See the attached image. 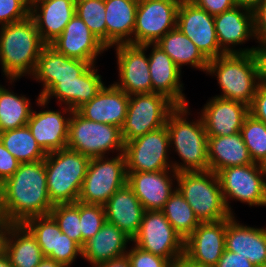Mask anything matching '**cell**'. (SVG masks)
<instances>
[{"mask_svg":"<svg viewBox=\"0 0 266 267\" xmlns=\"http://www.w3.org/2000/svg\"><path fill=\"white\" fill-rule=\"evenodd\" d=\"M53 206L48 195L44 160L21 163L0 185V215L13 224L50 214Z\"/></svg>","mask_w":266,"mask_h":267,"instance_id":"6da1fadb","label":"cell"},{"mask_svg":"<svg viewBox=\"0 0 266 267\" xmlns=\"http://www.w3.org/2000/svg\"><path fill=\"white\" fill-rule=\"evenodd\" d=\"M45 46L30 16L0 27V65L10 84L23 76L33 75Z\"/></svg>","mask_w":266,"mask_h":267,"instance_id":"7a4b0ae2","label":"cell"},{"mask_svg":"<svg viewBox=\"0 0 266 267\" xmlns=\"http://www.w3.org/2000/svg\"><path fill=\"white\" fill-rule=\"evenodd\" d=\"M189 113V114H188ZM190 115L188 105L176 106L168 115L166 127L169 132V144L173 146L182 163H172L177 173L184 171H207L208 135L200 116L195 121L187 120Z\"/></svg>","mask_w":266,"mask_h":267,"instance_id":"3957f363","label":"cell"},{"mask_svg":"<svg viewBox=\"0 0 266 267\" xmlns=\"http://www.w3.org/2000/svg\"><path fill=\"white\" fill-rule=\"evenodd\" d=\"M216 75L222 90L216 97L239 101L250 106L259 87L258 66L254 53H229L209 60L207 72Z\"/></svg>","mask_w":266,"mask_h":267,"instance_id":"277c9868","label":"cell"},{"mask_svg":"<svg viewBox=\"0 0 266 267\" xmlns=\"http://www.w3.org/2000/svg\"><path fill=\"white\" fill-rule=\"evenodd\" d=\"M90 160L68 148L47 153L44 162L48 195L53 205L78 201Z\"/></svg>","mask_w":266,"mask_h":267,"instance_id":"5b68a950","label":"cell"},{"mask_svg":"<svg viewBox=\"0 0 266 267\" xmlns=\"http://www.w3.org/2000/svg\"><path fill=\"white\" fill-rule=\"evenodd\" d=\"M177 189L200 222H215L232 217L213 171H184L177 174Z\"/></svg>","mask_w":266,"mask_h":267,"instance_id":"8992f818","label":"cell"},{"mask_svg":"<svg viewBox=\"0 0 266 267\" xmlns=\"http://www.w3.org/2000/svg\"><path fill=\"white\" fill-rule=\"evenodd\" d=\"M121 128L84 118L77 110L69 120L67 148L89 158L107 156L109 152L124 153Z\"/></svg>","mask_w":266,"mask_h":267,"instance_id":"52a82bcc","label":"cell"},{"mask_svg":"<svg viewBox=\"0 0 266 267\" xmlns=\"http://www.w3.org/2000/svg\"><path fill=\"white\" fill-rule=\"evenodd\" d=\"M127 184L124 153L112 159L102 156L91 158L78 202L105 205L109 198Z\"/></svg>","mask_w":266,"mask_h":267,"instance_id":"ba28073f","label":"cell"},{"mask_svg":"<svg viewBox=\"0 0 266 267\" xmlns=\"http://www.w3.org/2000/svg\"><path fill=\"white\" fill-rule=\"evenodd\" d=\"M217 175L224 201L232 216L229 200L236 199L250 207L266 206V173L263 165L252 163L228 167L220 170Z\"/></svg>","mask_w":266,"mask_h":267,"instance_id":"9c48e42d","label":"cell"},{"mask_svg":"<svg viewBox=\"0 0 266 267\" xmlns=\"http://www.w3.org/2000/svg\"><path fill=\"white\" fill-rule=\"evenodd\" d=\"M175 107L171 100L159 93L129 96L126 119L121 129L124 143L165 126Z\"/></svg>","mask_w":266,"mask_h":267,"instance_id":"30bf717a","label":"cell"},{"mask_svg":"<svg viewBox=\"0 0 266 267\" xmlns=\"http://www.w3.org/2000/svg\"><path fill=\"white\" fill-rule=\"evenodd\" d=\"M131 242L172 264L184 256V240L161 210L144 212L140 229Z\"/></svg>","mask_w":266,"mask_h":267,"instance_id":"8fae6325","label":"cell"},{"mask_svg":"<svg viewBox=\"0 0 266 267\" xmlns=\"http://www.w3.org/2000/svg\"><path fill=\"white\" fill-rule=\"evenodd\" d=\"M169 132L165 126L125 143L127 172H157L173 169L168 160ZM170 163V164H169Z\"/></svg>","mask_w":266,"mask_h":267,"instance_id":"7c38bea8","label":"cell"},{"mask_svg":"<svg viewBox=\"0 0 266 267\" xmlns=\"http://www.w3.org/2000/svg\"><path fill=\"white\" fill-rule=\"evenodd\" d=\"M181 0H139L133 44H156L168 31L176 28Z\"/></svg>","mask_w":266,"mask_h":267,"instance_id":"4fadbf2b","label":"cell"},{"mask_svg":"<svg viewBox=\"0 0 266 267\" xmlns=\"http://www.w3.org/2000/svg\"><path fill=\"white\" fill-rule=\"evenodd\" d=\"M176 27L196 45L208 60L225 54L219 47L214 16L191 0H181L177 11Z\"/></svg>","mask_w":266,"mask_h":267,"instance_id":"5bb4252c","label":"cell"},{"mask_svg":"<svg viewBox=\"0 0 266 267\" xmlns=\"http://www.w3.org/2000/svg\"><path fill=\"white\" fill-rule=\"evenodd\" d=\"M114 46L120 78L113 84L129 96L152 93L149 57L145 52L151 44L122 43Z\"/></svg>","mask_w":266,"mask_h":267,"instance_id":"9a60e30c","label":"cell"},{"mask_svg":"<svg viewBox=\"0 0 266 267\" xmlns=\"http://www.w3.org/2000/svg\"><path fill=\"white\" fill-rule=\"evenodd\" d=\"M226 219L201 222L184 241V257L200 266L215 267L225 251Z\"/></svg>","mask_w":266,"mask_h":267,"instance_id":"2e32d148","label":"cell"},{"mask_svg":"<svg viewBox=\"0 0 266 267\" xmlns=\"http://www.w3.org/2000/svg\"><path fill=\"white\" fill-rule=\"evenodd\" d=\"M90 65L87 61L69 58L46 45L30 78L42 82L43 89L38 97L43 99L59 82L77 81Z\"/></svg>","mask_w":266,"mask_h":267,"instance_id":"e0dca14e","label":"cell"},{"mask_svg":"<svg viewBox=\"0 0 266 267\" xmlns=\"http://www.w3.org/2000/svg\"><path fill=\"white\" fill-rule=\"evenodd\" d=\"M214 23L219 47L225 54L254 52L255 46L234 49L235 45H241L249 38L255 39L253 12L236 5L214 16Z\"/></svg>","mask_w":266,"mask_h":267,"instance_id":"ac0fdd59","label":"cell"},{"mask_svg":"<svg viewBox=\"0 0 266 267\" xmlns=\"http://www.w3.org/2000/svg\"><path fill=\"white\" fill-rule=\"evenodd\" d=\"M177 174L173 169L157 172H127V185L133 190L145 211L162 210L176 189V187L173 189V179H177Z\"/></svg>","mask_w":266,"mask_h":267,"instance_id":"d6986e66","label":"cell"},{"mask_svg":"<svg viewBox=\"0 0 266 267\" xmlns=\"http://www.w3.org/2000/svg\"><path fill=\"white\" fill-rule=\"evenodd\" d=\"M50 46L60 54L90 64H95L97 56L108 50L76 14Z\"/></svg>","mask_w":266,"mask_h":267,"instance_id":"ffe728a7","label":"cell"},{"mask_svg":"<svg viewBox=\"0 0 266 267\" xmlns=\"http://www.w3.org/2000/svg\"><path fill=\"white\" fill-rule=\"evenodd\" d=\"M248 114L249 106L246 104L215 96L204 105L200 116L208 137H215L240 132Z\"/></svg>","mask_w":266,"mask_h":267,"instance_id":"44dd1931","label":"cell"},{"mask_svg":"<svg viewBox=\"0 0 266 267\" xmlns=\"http://www.w3.org/2000/svg\"><path fill=\"white\" fill-rule=\"evenodd\" d=\"M73 110L68 107L60 111L44 110L33 111L27 122L33 137L40 147L46 152H54L67 148L69 120ZM69 117H65L64 114Z\"/></svg>","mask_w":266,"mask_h":267,"instance_id":"7402d4cb","label":"cell"},{"mask_svg":"<svg viewBox=\"0 0 266 267\" xmlns=\"http://www.w3.org/2000/svg\"><path fill=\"white\" fill-rule=\"evenodd\" d=\"M95 66L91 64L77 81L59 82L43 99L38 97L36 103L46 108L45 106L54 96L58 102H61L59 104L64 103V106L76 111L84 103L93 99L105 86Z\"/></svg>","mask_w":266,"mask_h":267,"instance_id":"603a6c76","label":"cell"},{"mask_svg":"<svg viewBox=\"0 0 266 267\" xmlns=\"http://www.w3.org/2000/svg\"><path fill=\"white\" fill-rule=\"evenodd\" d=\"M76 0H31L30 17L46 45L56 40L75 15Z\"/></svg>","mask_w":266,"mask_h":267,"instance_id":"cb8c5ba5","label":"cell"},{"mask_svg":"<svg viewBox=\"0 0 266 267\" xmlns=\"http://www.w3.org/2000/svg\"><path fill=\"white\" fill-rule=\"evenodd\" d=\"M153 47L149 57V72L152 83V93L165 95L176 106H185L186 101L181 83V69L173 62L170 56L165 53L156 44Z\"/></svg>","mask_w":266,"mask_h":267,"instance_id":"d4e9b609","label":"cell"},{"mask_svg":"<svg viewBox=\"0 0 266 267\" xmlns=\"http://www.w3.org/2000/svg\"><path fill=\"white\" fill-rule=\"evenodd\" d=\"M129 104V95L114 84L104 86L90 101L77 111L86 119L106 123L122 129Z\"/></svg>","mask_w":266,"mask_h":267,"instance_id":"484cf974","label":"cell"},{"mask_svg":"<svg viewBox=\"0 0 266 267\" xmlns=\"http://www.w3.org/2000/svg\"><path fill=\"white\" fill-rule=\"evenodd\" d=\"M225 249L247 258L256 267L266 263V227L240 224L235 216L226 219Z\"/></svg>","mask_w":266,"mask_h":267,"instance_id":"4316f807","label":"cell"},{"mask_svg":"<svg viewBox=\"0 0 266 267\" xmlns=\"http://www.w3.org/2000/svg\"><path fill=\"white\" fill-rule=\"evenodd\" d=\"M106 221L115 224L131 240L140 229L145 209L126 184L118 189L104 205Z\"/></svg>","mask_w":266,"mask_h":267,"instance_id":"83f0119b","label":"cell"},{"mask_svg":"<svg viewBox=\"0 0 266 267\" xmlns=\"http://www.w3.org/2000/svg\"><path fill=\"white\" fill-rule=\"evenodd\" d=\"M132 241L115 224L105 222L101 229L82 247V258L92 267L126 255L127 244Z\"/></svg>","mask_w":266,"mask_h":267,"instance_id":"f1b7e54d","label":"cell"},{"mask_svg":"<svg viewBox=\"0 0 266 267\" xmlns=\"http://www.w3.org/2000/svg\"><path fill=\"white\" fill-rule=\"evenodd\" d=\"M106 48L122 43L133 44L137 5L139 0H104Z\"/></svg>","mask_w":266,"mask_h":267,"instance_id":"f546056e","label":"cell"},{"mask_svg":"<svg viewBox=\"0 0 266 267\" xmlns=\"http://www.w3.org/2000/svg\"><path fill=\"white\" fill-rule=\"evenodd\" d=\"M207 149L209 170L216 174L224 168L253 163L240 132L208 137Z\"/></svg>","mask_w":266,"mask_h":267,"instance_id":"4dcf8cb0","label":"cell"},{"mask_svg":"<svg viewBox=\"0 0 266 267\" xmlns=\"http://www.w3.org/2000/svg\"><path fill=\"white\" fill-rule=\"evenodd\" d=\"M5 255L12 267H36L44 259L37 239L24 224L11 225Z\"/></svg>","mask_w":266,"mask_h":267,"instance_id":"1f68e13d","label":"cell"},{"mask_svg":"<svg viewBox=\"0 0 266 267\" xmlns=\"http://www.w3.org/2000/svg\"><path fill=\"white\" fill-rule=\"evenodd\" d=\"M156 45L167 53L180 69L188 64L195 69L207 72L209 60L177 27L168 31Z\"/></svg>","mask_w":266,"mask_h":267,"instance_id":"d6a6232c","label":"cell"},{"mask_svg":"<svg viewBox=\"0 0 266 267\" xmlns=\"http://www.w3.org/2000/svg\"><path fill=\"white\" fill-rule=\"evenodd\" d=\"M4 147L20 162L44 160L47 153L40 147L28 126L0 133Z\"/></svg>","mask_w":266,"mask_h":267,"instance_id":"836d02e7","label":"cell"},{"mask_svg":"<svg viewBox=\"0 0 266 267\" xmlns=\"http://www.w3.org/2000/svg\"><path fill=\"white\" fill-rule=\"evenodd\" d=\"M29 98L0 85V133L27 125L32 112Z\"/></svg>","mask_w":266,"mask_h":267,"instance_id":"e575fe53","label":"cell"},{"mask_svg":"<svg viewBox=\"0 0 266 267\" xmlns=\"http://www.w3.org/2000/svg\"><path fill=\"white\" fill-rule=\"evenodd\" d=\"M161 211L184 241L201 223L177 188L170 195Z\"/></svg>","mask_w":266,"mask_h":267,"instance_id":"d590c367","label":"cell"},{"mask_svg":"<svg viewBox=\"0 0 266 267\" xmlns=\"http://www.w3.org/2000/svg\"><path fill=\"white\" fill-rule=\"evenodd\" d=\"M253 163H266V124L248 114L240 131Z\"/></svg>","mask_w":266,"mask_h":267,"instance_id":"8d00e7d4","label":"cell"},{"mask_svg":"<svg viewBox=\"0 0 266 267\" xmlns=\"http://www.w3.org/2000/svg\"><path fill=\"white\" fill-rule=\"evenodd\" d=\"M35 236L44 257L57 252L59 225L51 214L34 216L23 223Z\"/></svg>","mask_w":266,"mask_h":267,"instance_id":"74e56055","label":"cell"},{"mask_svg":"<svg viewBox=\"0 0 266 267\" xmlns=\"http://www.w3.org/2000/svg\"><path fill=\"white\" fill-rule=\"evenodd\" d=\"M75 14L83 20L95 37L106 47L104 0H76Z\"/></svg>","mask_w":266,"mask_h":267,"instance_id":"f35d334b","label":"cell"},{"mask_svg":"<svg viewBox=\"0 0 266 267\" xmlns=\"http://www.w3.org/2000/svg\"><path fill=\"white\" fill-rule=\"evenodd\" d=\"M50 214L56 220L61 232L82 247L80 202L54 205Z\"/></svg>","mask_w":266,"mask_h":267,"instance_id":"ab89813d","label":"cell"},{"mask_svg":"<svg viewBox=\"0 0 266 267\" xmlns=\"http://www.w3.org/2000/svg\"><path fill=\"white\" fill-rule=\"evenodd\" d=\"M106 222L105 207L99 204L80 202V226L82 247L101 229Z\"/></svg>","mask_w":266,"mask_h":267,"instance_id":"60d3db41","label":"cell"},{"mask_svg":"<svg viewBox=\"0 0 266 267\" xmlns=\"http://www.w3.org/2000/svg\"><path fill=\"white\" fill-rule=\"evenodd\" d=\"M31 0H0V25L22 21L30 16Z\"/></svg>","mask_w":266,"mask_h":267,"instance_id":"b9f144b4","label":"cell"},{"mask_svg":"<svg viewBox=\"0 0 266 267\" xmlns=\"http://www.w3.org/2000/svg\"><path fill=\"white\" fill-rule=\"evenodd\" d=\"M79 255L82 256V247L60 230L58 232L57 252H52L47 258L70 267Z\"/></svg>","mask_w":266,"mask_h":267,"instance_id":"7bdbcfd3","label":"cell"},{"mask_svg":"<svg viewBox=\"0 0 266 267\" xmlns=\"http://www.w3.org/2000/svg\"><path fill=\"white\" fill-rule=\"evenodd\" d=\"M131 267H171L172 263L163 257L144 251L134 245L126 253Z\"/></svg>","mask_w":266,"mask_h":267,"instance_id":"ee69618b","label":"cell"},{"mask_svg":"<svg viewBox=\"0 0 266 267\" xmlns=\"http://www.w3.org/2000/svg\"><path fill=\"white\" fill-rule=\"evenodd\" d=\"M20 164L0 140V185L17 171Z\"/></svg>","mask_w":266,"mask_h":267,"instance_id":"f6af8a7d","label":"cell"},{"mask_svg":"<svg viewBox=\"0 0 266 267\" xmlns=\"http://www.w3.org/2000/svg\"><path fill=\"white\" fill-rule=\"evenodd\" d=\"M253 23L255 39L266 44V0L253 12Z\"/></svg>","mask_w":266,"mask_h":267,"instance_id":"bcb514c9","label":"cell"},{"mask_svg":"<svg viewBox=\"0 0 266 267\" xmlns=\"http://www.w3.org/2000/svg\"><path fill=\"white\" fill-rule=\"evenodd\" d=\"M198 7L216 16L236 6L235 0H191Z\"/></svg>","mask_w":266,"mask_h":267,"instance_id":"7dc6e473","label":"cell"},{"mask_svg":"<svg viewBox=\"0 0 266 267\" xmlns=\"http://www.w3.org/2000/svg\"><path fill=\"white\" fill-rule=\"evenodd\" d=\"M249 114L266 124V87L259 85L253 101L249 106Z\"/></svg>","mask_w":266,"mask_h":267,"instance_id":"c3c4849f","label":"cell"},{"mask_svg":"<svg viewBox=\"0 0 266 267\" xmlns=\"http://www.w3.org/2000/svg\"><path fill=\"white\" fill-rule=\"evenodd\" d=\"M215 267H256L247 258L225 249Z\"/></svg>","mask_w":266,"mask_h":267,"instance_id":"681fc988","label":"cell"},{"mask_svg":"<svg viewBox=\"0 0 266 267\" xmlns=\"http://www.w3.org/2000/svg\"><path fill=\"white\" fill-rule=\"evenodd\" d=\"M258 46L253 53L258 66L259 85L266 87V44Z\"/></svg>","mask_w":266,"mask_h":267,"instance_id":"f907efd6","label":"cell"},{"mask_svg":"<svg viewBox=\"0 0 266 267\" xmlns=\"http://www.w3.org/2000/svg\"><path fill=\"white\" fill-rule=\"evenodd\" d=\"M12 224L0 215V256L5 254L6 238Z\"/></svg>","mask_w":266,"mask_h":267,"instance_id":"816d5d0a","label":"cell"},{"mask_svg":"<svg viewBox=\"0 0 266 267\" xmlns=\"http://www.w3.org/2000/svg\"><path fill=\"white\" fill-rule=\"evenodd\" d=\"M95 267H131L127 255L111 259Z\"/></svg>","mask_w":266,"mask_h":267,"instance_id":"f5cc1de1","label":"cell"},{"mask_svg":"<svg viewBox=\"0 0 266 267\" xmlns=\"http://www.w3.org/2000/svg\"><path fill=\"white\" fill-rule=\"evenodd\" d=\"M265 0H235L236 5L254 12Z\"/></svg>","mask_w":266,"mask_h":267,"instance_id":"db71d44e","label":"cell"},{"mask_svg":"<svg viewBox=\"0 0 266 267\" xmlns=\"http://www.w3.org/2000/svg\"><path fill=\"white\" fill-rule=\"evenodd\" d=\"M171 267H205V266H200L195 263H192L188 259H186L184 256H182L178 261H175Z\"/></svg>","mask_w":266,"mask_h":267,"instance_id":"11a10c76","label":"cell"},{"mask_svg":"<svg viewBox=\"0 0 266 267\" xmlns=\"http://www.w3.org/2000/svg\"><path fill=\"white\" fill-rule=\"evenodd\" d=\"M36 267H66V266L56 262L53 259L44 257V259Z\"/></svg>","mask_w":266,"mask_h":267,"instance_id":"9f6ffc18","label":"cell"},{"mask_svg":"<svg viewBox=\"0 0 266 267\" xmlns=\"http://www.w3.org/2000/svg\"><path fill=\"white\" fill-rule=\"evenodd\" d=\"M0 267H12L8 257L5 254L0 256Z\"/></svg>","mask_w":266,"mask_h":267,"instance_id":"6f0895ef","label":"cell"},{"mask_svg":"<svg viewBox=\"0 0 266 267\" xmlns=\"http://www.w3.org/2000/svg\"><path fill=\"white\" fill-rule=\"evenodd\" d=\"M258 267H266V263L264 265L258 266Z\"/></svg>","mask_w":266,"mask_h":267,"instance_id":"680465c9","label":"cell"}]
</instances>
